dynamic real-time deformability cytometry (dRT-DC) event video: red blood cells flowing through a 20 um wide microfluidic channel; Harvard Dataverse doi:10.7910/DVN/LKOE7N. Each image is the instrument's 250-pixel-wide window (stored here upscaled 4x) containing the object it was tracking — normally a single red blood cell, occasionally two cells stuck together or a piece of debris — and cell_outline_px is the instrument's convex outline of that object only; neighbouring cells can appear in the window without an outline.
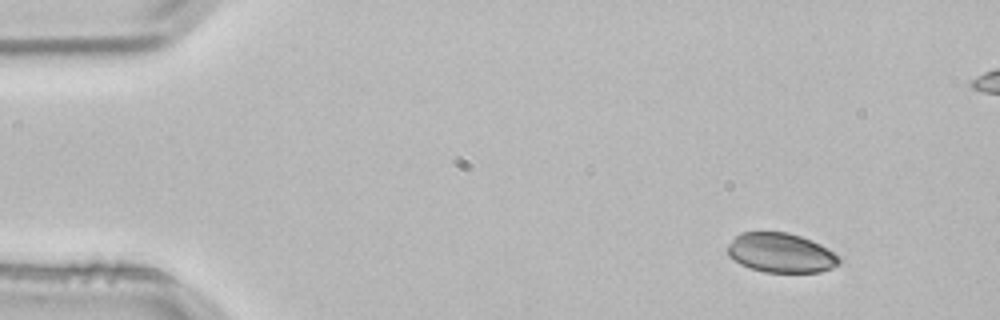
{"species": "common noctule bat (a hibernating species)", "species_latin": "Nyctalus noctula", "temperature_condition": "room temperature", "stored_images_in_passage": 4, "camera_frame_rate_fps": 3000, "um_per_image_px": 0.085, "animal": {"sex": "male", "body_mass_g": 21.5, "forearm_length_mm": 52.0}, "frame": {"image": 1, "passage_image": 1, "time_ms": 0.0, "image_size_px": [1000, 320], "cell_outline_px": [[840, 264], [832, 268], [820, 272], [764, 272], [740, 264], [728, 256], [728, 244], [740, 232], [788, 232], [812, 240], [828, 248], [840, 256]], "centroid_in_image_um": [66.4, 21.49], "position_along_channel_um": 18.6, "area_um2": 25.78}}
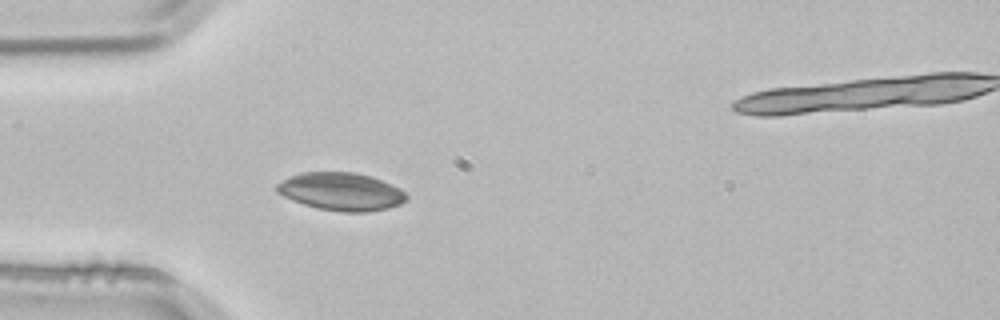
{"frame": {"image": 2, "passage_image": 3, "time_ms": 0.667, "image_size_px": [1000, 320], "cell_outline_px": [[408, 200], [400, 204], [388, 208], [364, 212], [344, 212], [316, 208], [292, 200], [276, 192], [276, 184], [300, 172], [356, 172], [372, 176], [392, 184], [400, 188], [408, 196]], "centroid_in_image_um": [29.02, 16.28], "position_along_channel_um": 56.0, "area_um2": 28.67}}